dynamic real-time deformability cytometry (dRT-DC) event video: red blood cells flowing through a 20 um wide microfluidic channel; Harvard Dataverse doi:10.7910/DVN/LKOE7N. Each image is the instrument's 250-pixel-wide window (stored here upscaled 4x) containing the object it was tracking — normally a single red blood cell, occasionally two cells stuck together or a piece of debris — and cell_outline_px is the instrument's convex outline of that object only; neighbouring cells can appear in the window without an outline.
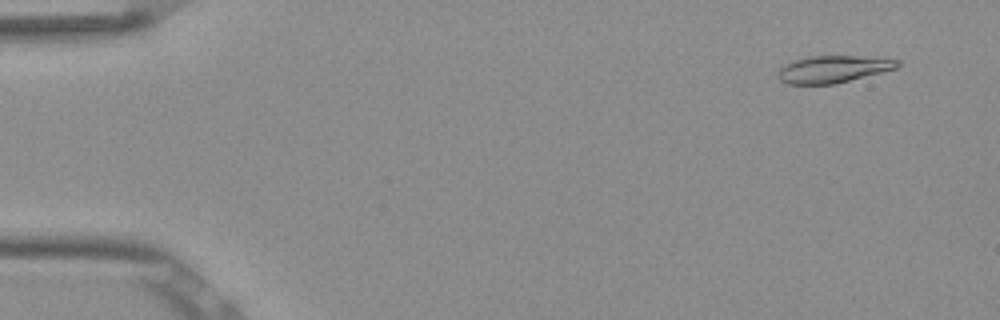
{"species": "Egyptian fruit bat (a non-hibernating species)", "species_latin": "Rousettus aegyptiacus", "temperature_condition": "room temperature", "stored_images_in_passage": 50, "camera_frame_rate_fps": 3000, "um_per_image_px": 0.085, "frame": {"image": 1, "passage_image": 1, "time_ms": 0.0, "image_size_px": [1000, 320], "cell_outline_px": [[900, 64], [896, 68], [836, 84], [788, 84], [780, 80], [776, 72], [784, 64], [792, 60], [808, 56], [888, 56], [900, 60]], "centroid_in_image_um": [70.85, 5.85], "position_along_channel_um": 14.1, "area_um2": 19.31}}
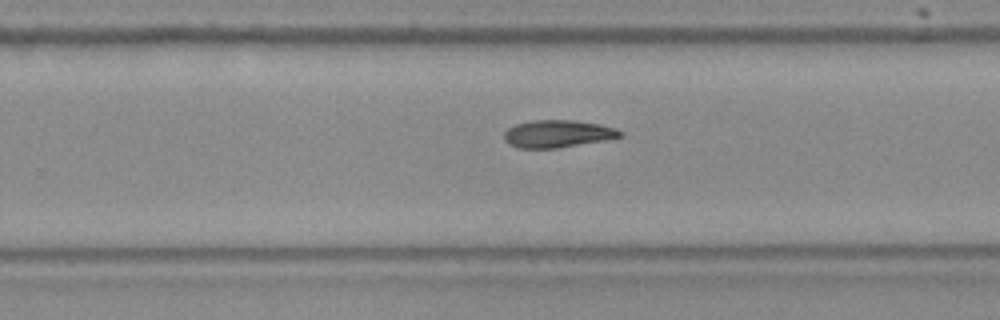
{"frame": {"image": 2, "passage_image": 31, "time_ms": 10.0, "image_size_px": [1000, 320], "cell_outline_px": [[624, 136], [604, 140], [556, 148], [516, 148], [508, 144], [504, 140], [504, 132], [508, 128], [516, 124], [532, 120], [572, 120], [600, 124], [616, 128], [624, 132]], "centroid_in_image_um": [47.39, 11.37], "position_along_channel_um": 282.4, "area_um2": 18.61}}
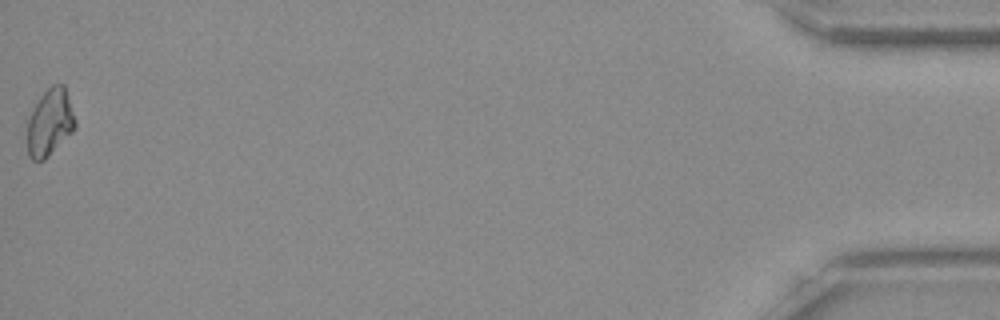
{"frame": {"image": 3, "passage_image": 50, "time_ms": 16.333, "image_size_px": [1000, 320], "cell_outline_px": [[76, 128], [44, 160], [32, 160], [28, 156], [28, 120], [40, 96], [52, 84], [64, 84], [76, 120]], "centroid_in_image_um": [4.26, 10.4], "position_along_channel_um": 430.9, "area_um2": 18.44}}